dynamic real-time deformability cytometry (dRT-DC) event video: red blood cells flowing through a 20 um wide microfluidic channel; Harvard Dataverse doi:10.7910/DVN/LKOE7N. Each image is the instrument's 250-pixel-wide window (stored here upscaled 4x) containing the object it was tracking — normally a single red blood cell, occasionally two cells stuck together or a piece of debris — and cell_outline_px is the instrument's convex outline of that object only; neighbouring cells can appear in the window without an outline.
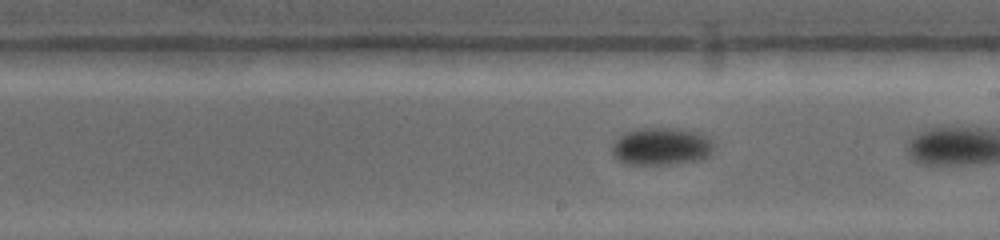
{"species": "common noctule bat (a hibernating species)", "species_latin": "Nyctalus noctula", "temperature_condition": "warm", "stored_images_in_passage": 13, "camera_frame_rate_fps": 4500, "um_per_image_px": 0.085, "animal": {"sex": "female", "body_mass_g": 19.0, "forearm_length_mm": 53.3}, "frame": {"image": 1, "passage_image": 10, "time_ms": 4.444, "image_size_px": [1000, 240], "cell_outline_px": [[712, 152], [708, 156], [700, 160], [672, 164], [624, 164], [612, 152], [612, 144], [624, 132], [640, 128], [680, 128], [696, 132], [708, 136], [712, 140]], "centroid_in_image_um": [56.23, 12.44], "position_along_channel_um": 232.8, "area_um2": 22.31}}